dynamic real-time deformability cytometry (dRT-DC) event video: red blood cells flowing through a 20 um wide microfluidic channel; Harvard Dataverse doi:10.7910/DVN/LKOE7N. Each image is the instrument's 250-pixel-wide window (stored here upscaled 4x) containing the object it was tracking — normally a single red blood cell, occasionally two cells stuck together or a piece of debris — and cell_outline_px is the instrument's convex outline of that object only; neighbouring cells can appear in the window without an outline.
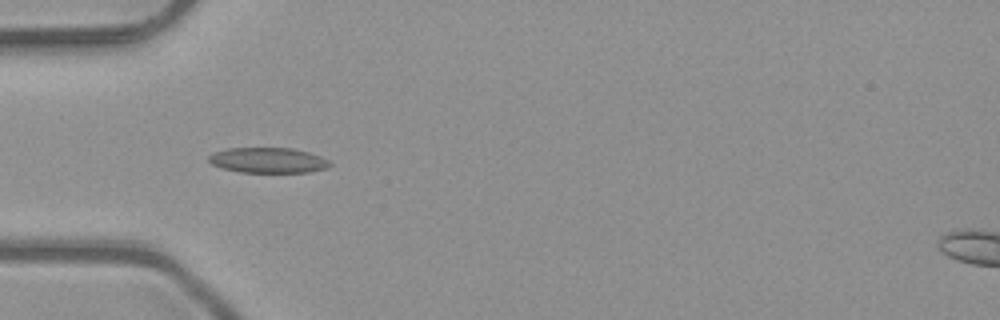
{"species": "common noctule bat (a hibernating species)", "species_latin": "Nyctalus noctula", "temperature_condition": "room temperature", "stored_images_in_passage": 6, "camera_frame_rate_fps": 3000, "um_per_image_px": 0.085, "animal": {"sex": "male", "body_mass_g": 23.1, "forearm_length_mm": 52.7}, "frame": {"image": 1, "passage_image": 3, "time_ms": 0.667, "image_size_px": [1000, 320], "cell_outline_px": [[332, 164], [324, 168], [308, 172], [240, 172], [224, 168], [212, 164], [208, 160], [208, 156], [212, 152], [228, 148], [292, 148], [308, 152], [320, 156], [328, 160]], "centroid_in_image_um": [22.75, 13.61], "position_along_channel_um": 62.2, "area_um2": 17.74}}
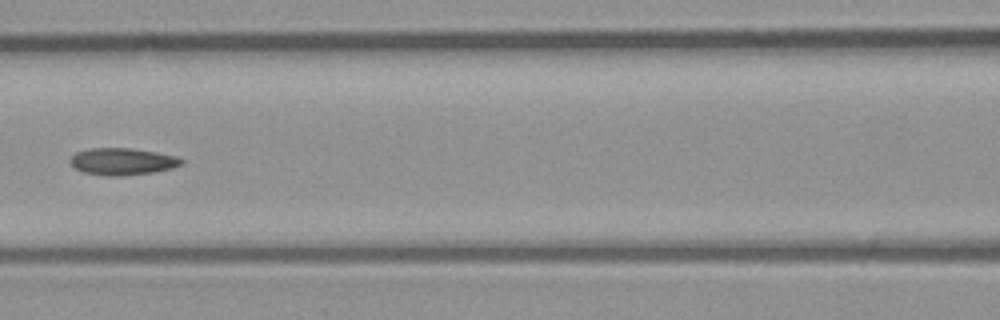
{"frame": {"image": 2, "passage_image": 5, "time_ms": 1.333, "image_size_px": [1000, 320], "cell_outline_px": [[184, 164], [172, 168], [152, 172], [120, 176], [108, 176], [84, 172], [76, 168], [68, 160], [76, 152], [88, 148], [132, 148], [156, 152], [176, 156], [184, 160]], "centroid_in_image_um": [10.42, 13.72], "position_along_channel_um": 156.2, "area_um2": 17.46}}
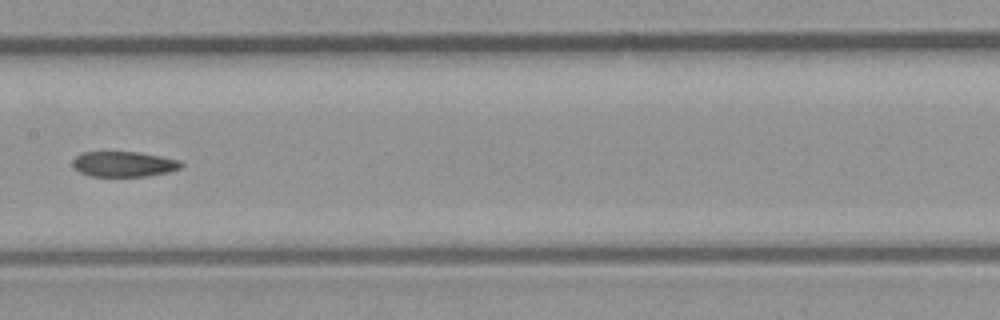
{"frame": {"image": 3, "passage_image": 6, "time_ms": 1.667, "image_size_px": [1000, 320], "cell_outline_px": [[184, 164], [180, 168], [168, 172], [144, 176], [92, 176], [80, 172], [72, 164], [72, 160], [76, 156], [84, 152], [140, 152], [180, 160]], "centroid_in_image_um": [10.54, 13.94], "position_along_channel_um": 196.9, "area_um2": 15.9}}